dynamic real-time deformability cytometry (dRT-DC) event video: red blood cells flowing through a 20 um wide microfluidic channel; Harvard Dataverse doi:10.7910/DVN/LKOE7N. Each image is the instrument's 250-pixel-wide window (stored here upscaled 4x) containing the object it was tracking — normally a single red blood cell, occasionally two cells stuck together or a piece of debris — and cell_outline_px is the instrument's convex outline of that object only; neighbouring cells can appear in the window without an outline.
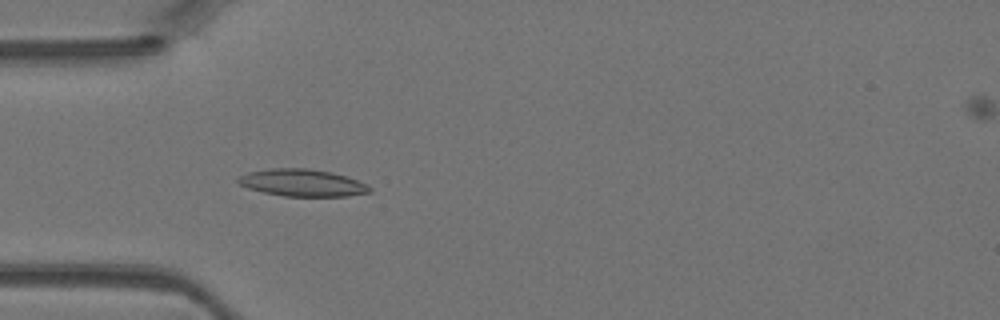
{"species": "Egyptian fruit bat (a non-hibernating species)", "species_latin": "Rousettus aegyptiacus", "temperature_condition": "warm", "stored_images_in_passage": 44, "camera_frame_rate_fps": 3000, "um_per_image_px": 0.085, "animal": {"sex": "female"}, "frame": {"image": 1, "passage_image": 13, "time_ms": 4.0, "image_size_px": [1000, 320], "cell_outline_px": [[372, 192], [348, 196], [284, 196], [264, 192], [248, 188], [240, 184], [236, 180], [240, 176], [248, 172], [272, 168], [308, 168], [332, 172], [368, 184], [372, 188]], "centroid_in_image_um": [25.72, 15.54], "position_along_channel_um": 59.3, "area_um2": 20.75}}
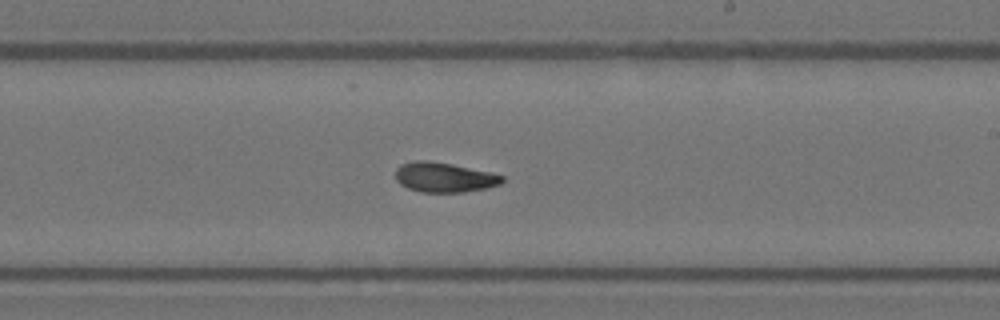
{"frame": {"image": 2, "passage_image": 26, "time_ms": 8.333, "image_size_px": [1000, 320], "cell_outline_px": [[504, 180], [500, 184], [484, 188], [464, 192], [420, 192], [408, 188], [400, 184], [396, 180], [396, 168], [400, 164], [416, 160], [428, 160], [452, 164], [492, 172], [504, 176]], "centroid_in_image_um": [37.74, 15.06], "position_along_channel_um": 251.3, "area_um2": 18.61}}
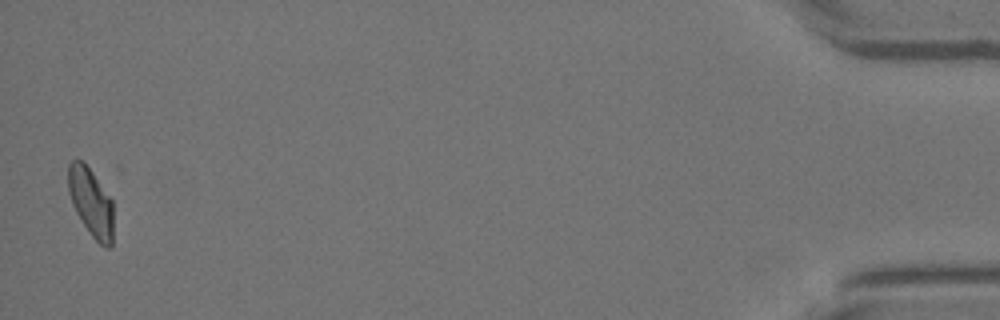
{"frame": {"image": 3, "passage_image": 44, "time_ms": 14.333, "image_size_px": [1000, 320], "cell_outline_px": [[112, 244], [108, 248], [104, 248], [92, 236], [76, 212], [72, 204], [68, 192], [68, 164], [72, 160], [84, 160], [112, 200]], "centroid_in_image_um": [7.71, 17.16], "position_along_channel_um": 427.5, "area_um2": 17.92}}